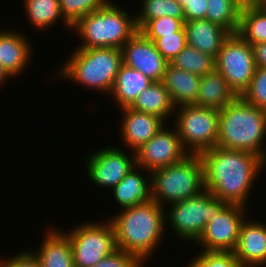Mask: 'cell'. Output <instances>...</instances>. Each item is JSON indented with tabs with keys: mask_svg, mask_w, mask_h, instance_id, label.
<instances>
[{
	"mask_svg": "<svg viewBox=\"0 0 266 267\" xmlns=\"http://www.w3.org/2000/svg\"><path fill=\"white\" fill-rule=\"evenodd\" d=\"M200 157L204 166V188L228 204L248 207L250 191L266 161L254 153L218 146L202 152Z\"/></svg>",
	"mask_w": 266,
	"mask_h": 267,
	"instance_id": "obj_1",
	"label": "cell"
},
{
	"mask_svg": "<svg viewBox=\"0 0 266 267\" xmlns=\"http://www.w3.org/2000/svg\"><path fill=\"white\" fill-rule=\"evenodd\" d=\"M110 220L116 233L117 249L134 255L144 264L167 231L165 207L153 200L118 210Z\"/></svg>",
	"mask_w": 266,
	"mask_h": 267,
	"instance_id": "obj_2",
	"label": "cell"
},
{
	"mask_svg": "<svg viewBox=\"0 0 266 267\" xmlns=\"http://www.w3.org/2000/svg\"><path fill=\"white\" fill-rule=\"evenodd\" d=\"M266 111L237 96L219 110L217 146L254 153L266 161Z\"/></svg>",
	"mask_w": 266,
	"mask_h": 267,
	"instance_id": "obj_3",
	"label": "cell"
},
{
	"mask_svg": "<svg viewBox=\"0 0 266 267\" xmlns=\"http://www.w3.org/2000/svg\"><path fill=\"white\" fill-rule=\"evenodd\" d=\"M66 60L58 69L60 78L109 95L123 64L122 49L106 47L73 48Z\"/></svg>",
	"mask_w": 266,
	"mask_h": 267,
	"instance_id": "obj_4",
	"label": "cell"
},
{
	"mask_svg": "<svg viewBox=\"0 0 266 267\" xmlns=\"http://www.w3.org/2000/svg\"><path fill=\"white\" fill-rule=\"evenodd\" d=\"M72 30L81 40L76 48H118L138 31L135 15L109 0L101 9L81 18Z\"/></svg>",
	"mask_w": 266,
	"mask_h": 267,
	"instance_id": "obj_5",
	"label": "cell"
},
{
	"mask_svg": "<svg viewBox=\"0 0 266 267\" xmlns=\"http://www.w3.org/2000/svg\"><path fill=\"white\" fill-rule=\"evenodd\" d=\"M151 196L164 207L200 194L204 188V166L198 154L150 172ZM165 204V205H164Z\"/></svg>",
	"mask_w": 266,
	"mask_h": 267,
	"instance_id": "obj_6",
	"label": "cell"
},
{
	"mask_svg": "<svg viewBox=\"0 0 266 267\" xmlns=\"http://www.w3.org/2000/svg\"><path fill=\"white\" fill-rule=\"evenodd\" d=\"M204 189L200 194L174 202L165 207V221L180 240L193 244L199 239L205 225L226 205Z\"/></svg>",
	"mask_w": 266,
	"mask_h": 267,
	"instance_id": "obj_7",
	"label": "cell"
},
{
	"mask_svg": "<svg viewBox=\"0 0 266 267\" xmlns=\"http://www.w3.org/2000/svg\"><path fill=\"white\" fill-rule=\"evenodd\" d=\"M173 125L189 154H198L217 146L219 110L194 105L176 107Z\"/></svg>",
	"mask_w": 266,
	"mask_h": 267,
	"instance_id": "obj_8",
	"label": "cell"
},
{
	"mask_svg": "<svg viewBox=\"0 0 266 267\" xmlns=\"http://www.w3.org/2000/svg\"><path fill=\"white\" fill-rule=\"evenodd\" d=\"M109 218L106 222L87 221L67 229L75 267H93L117 249L115 229Z\"/></svg>",
	"mask_w": 266,
	"mask_h": 267,
	"instance_id": "obj_9",
	"label": "cell"
},
{
	"mask_svg": "<svg viewBox=\"0 0 266 267\" xmlns=\"http://www.w3.org/2000/svg\"><path fill=\"white\" fill-rule=\"evenodd\" d=\"M255 68L253 46L238 33L230 34L215 58V69L236 96H241L248 88Z\"/></svg>",
	"mask_w": 266,
	"mask_h": 267,
	"instance_id": "obj_10",
	"label": "cell"
},
{
	"mask_svg": "<svg viewBox=\"0 0 266 267\" xmlns=\"http://www.w3.org/2000/svg\"><path fill=\"white\" fill-rule=\"evenodd\" d=\"M246 209L243 205L227 203L218 214H213L194 244H199L203 251H233L247 217Z\"/></svg>",
	"mask_w": 266,
	"mask_h": 267,
	"instance_id": "obj_11",
	"label": "cell"
},
{
	"mask_svg": "<svg viewBox=\"0 0 266 267\" xmlns=\"http://www.w3.org/2000/svg\"><path fill=\"white\" fill-rule=\"evenodd\" d=\"M108 146L86 155L85 172L92 184L112 189L136 166V160L134 151L127 155L121 147Z\"/></svg>",
	"mask_w": 266,
	"mask_h": 267,
	"instance_id": "obj_12",
	"label": "cell"
},
{
	"mask_svg": "<svg viewBox=\"0 0 266 267\" xmlns=\"http://www.w3.org/2000/svg\"><path fill=\"white\" fill-rule=\"evenodd\" d=\"M189 153L183 147L175 126L165 124L156 135L135 151L136 166L146 171L167 167L183 160Z\"/></svg>",
	"mask_w": 266,
	"mask_h": 267,
	"instance_id": "obj_13",
	"label": "cell"
},
{
	"mask_svg": "<svg viewBox=\"0 0 266 267\" xmlns=\"http://www.w3.org/2000/svg\"><path fill=\"white\" fill-rule=\"evenodd\" d=\"M123 64L142 72L153 82H162L169 62L153 41L137 31L122 47Z\"/></svg>",
	"mask_w": 266,
	"mask_h": 267,
	"instance_id": "obj_14",
	"label": "cell"
},
{
	"mask_svg": "<svg viewBox=\"0 0 266 267\" xmlns=\"http://www.w3.org/2000/svg\"><path fill=\"white\" fill-rule=\"evenodd\" d=\"M253 220L242 223L233 253L241 267H266V223Z\"/></svg>",
	"mask_w": 266,
	"mask_h": 267,
	"instance_id": "obj_15",
	"label": "cell"
},
{
	"mask_svg": "<svg viewBox=\"0 0 266 267\" xmlns=\"http://www.w3.org/2000/svg\"><path fill=\"white\" fill-rule=\"evenodd\" d=\"M120 110L123 114L119 124L122 145L134 152L148 142L166 124L155 115L139 112L130 107Z\"/></svg>",
	"mask_w": 266,
	"mask_h": 267,
	"instance_id": "obj_16",
	"label": "cell"
},
{
	"mask_svg": "<svg viewBox=\"0 0 266 267\" xmlns=\"http://www.w3.org/2000/svg\"><path fill=\"white\" fill-rule=\"evenodd\" d=\"M11 30H0V64L10 78H15L28 67L34 47L25 33Z\"/></svg>",
	"mask_w": 266,
	"mask_h": 267,
	"instance_id": "obj_17",
	"label": "cell"
},
{
	"mask_svg": "<svg viewBox=\"0 0 266 267\" xmlns=\"http://www.w3.org/2000/svg\"><path fill=\"white\" fill-rule=\"evenodd\" d=\"M111 190L113 201L117 202L120 210L149 202L152 200L150 172L135 166Z\"/></svg>",
	"mask_w": 266,
	"mask_h": 267,
	"instance_id": "obj_18",
	"label": "cell"
},
{
	"mask_svg": "<svg viewBox=\"0 0 266 267\" xmlns=\"http://www.w3.org/2000/svg\"><path fill=\"white\" fill-rule=\"evenodd\" d=\"M56 228H46L39 250L32 253L41 267H75L68 235Z\"/></svg>",
	"mask_w": 266,
	"mask_h": 267,
	"instance_id": "obj_19",
	"label": "cell"
},
{
	"mask_svg": "<svg viewBox=\"0 0 266 267\" xmlns=\"http://www.w3.org/2000/svg\"><path fill=\"white\" fill-rule=\"evenodd\" d=\"M187 45L217 57L224 41L231 34L218 24L207 19L185 21Z\"/></svg>",
	"mask_w": 266,
	"mask_h": 267,
	"instance_id": "obj_20",
	"label": "cell"
},
{
	"mask_svg": "<svg viewBox=\"0 0 266 267\" xmlns=\"http://www.w3.org/2000/svg\"><path fill=\"white\" fill-rule=\"evenodd\" d=\"M201 76L168 64L162 83L176 107L193 105L198 95Z\"/></svg>",
	"mask_w": 266,
	"mask_h": 267,
	"instance_id": "obj_21",
	"label": "cell"
},
{
	"mask_svg": "<svg viewBox=\"0 0 266 267\" xmlns=\"http://www.w3.org/2000/svg\"><path fill=\"white\" fill-rule=\"evenodd\" d=\"M236 97L226 79L215 69L201 76L198 95L193 105L221 110Z\"/></svg>",
	"mask_w": 266,
	"mask_h": 267,
	"instance_id": "obj_22",
	"label": "cell"
},
{
	"mask_svg": "<svg viewBox=\"0 0 266 267\" xmlns=\"http://www.w3.org/2000/svg\"><path fill=\"white\" fill-rule=\"evenodd\" d=\"M152 82L142 72L122 64L110 95L120 109L130 107Z\"/></svg>",
	"mask_w": 266,
	"mask_h": 267,
	"instance_id": "obj_23",
	"label": "cell"
},
{
	"mask_svg": "<svg viewBox=\"0 0 266 267\" xmlns=\"http://www.w3.org/2000/svg\"><path fill=\"white\" fill-rule=\"evenodd\" d=\"M130 108L155 115L161 118L165 123L173 115L176 106L171 100L169 91L162 82H152L134 101ZM173 114V115H172Z\"/></svg>",
	"mask_w": 266,
	"mask_h": 267,
	"instance_id": "obj_24",
	"label": "cell"
},
{
	"mask_svg": "<svg viewBox=\"0 0 266 267\" xmlns=\"http://www.w3.org/2000/svg\"><path fill=\"white\" fill-rule=\"evenodd\" d=\"M22 2L28 22L39 32L59 24V21L67 29L72 30L61 15L59 0H23Z\"/></svg>",
	"mask_w": 266,
	"mask_h": 267,
	"instance_id": "obj_25",
	"label": "cell"
},
{
	"mask_svg": "<svg viewBox=\"0 0 266 267\" xmlns=\"http://www.w3.org/2000/svg\"><path fill=\"white\" fill-rule=\"evenodd\" d=\"M237 33L251 45L266 42V8L256 5L241 9Z\"/></svg>",
	"mask_w": 266,
	"mask_h": 267,
	"instance_id": "obj_26",
	"label": "cell"
},
{
	"mask_svg": "<svg viewBox=\"0 0 266 267\" xmlns=\"http://www.w3.org/2000/svg\"><path fill=\"white\" fill-rule=\"evenodd\" d=\"M139 14L135 15L137 30L140 31L150 20L163 16L185 19L182 5L177 0H141ZM141 11V12H140Z\"/></svg>",
	"mask_w": 266,
	"mask_h": 267,
	"instance_id": "obj_27",
	"label": "cell"
},
{
	"mask_svg": "<svg viewBox=\"0 0 266 267\" xmlns=\"http://www.w3.org/2000/svg\"><path fill=\"white\" fill-rule=\"evenodd\" d=\"M205 19L231 34L238 32L241 8L233 0H207Z\"/></svg>",
	"mask_w": 266,
	"mask_h": 267,
	"instance_id": "obj_28",
	"label": "cell"
},
{
	"mask_svg": "<svg viewBox=\"0 0 266 267\" xmlns=\"http://www.w3.org/2000/svg\"><path fill=\"white\" fill-rule=\"evenodd\" d=\"M169 64L204 76L215 70V57L187 45Z\"/></svg>",
	"mask_w": 266,
	"mask_h": 267,
	"instance_id": "obj_29",
	"label": "cell"
},
{
	"mask_svg": "<svg viewBox=\"0 0 266 267\" xmlns=\"http://www.w3.org/2000/svg\"><path fill=\"white\" fill-rule=\"evenodd\" d=\"M109 0H59L61 15L72 27L89 13L101 9Z\"/></svg>",
	"mask_w": 266,
	"mask_h": 267,
	"instance_id": "obj_30",
	"label": "cell"
},
{
	"mask_svg": "<svg viewBox=\"0 0 266 267\" xmlns=\"http://www.w3.org/2000/svg\"><path fill=\"white\" fill-rule=\"evenodd\" d=\"M196 256V257H195ZM186 267H241L233 251H203L199 249Z\"/></svg>",
	"mask_w": 266,
	"mask_h": 267,
	"instance_id": "obj_31",
	"label": "cell"
},
{
	"mask_svg": "<svg viewBox=\"0 0 266 267\" xmlns=\"http://www.w3.org/2000/svg\"><path fill=\"white\" fill-rule=\"evenodd\" d=\"M241 97L253 106L266 111V69L256 67L248 88Z\"/></svg>",
	"mask_w": 266,
	"mask_h": 267,
	"instance_id": "obj_32",
	"label": "cell"
},
{
	"mask_svg": "<svg viewBox=\"0 0 266 267\" xmlns=\"http://www.w3.org/2000/svg\"><path fill=\"white\" fill-rule=\"evenodd\" d=\"M185 19H176L170 16H163L150 20L140 32L149 40L154 41L163 35L179 31L184 25Z\"/></svg>",
	"mask_w": 266,
	"mask_h": 267,
	"instance_id": "obj_33",
	"label": "cell"
},
{
	"mask_svg": "<svg viewBox=\"0 0 266 267\" xmlns=\"http://www.w3.org/2000/svg\"><path fill=\"white\" fill-rule=\"evenodd\" d=\"M153 42L156 49L169 63L187 46L183 27L179 31L163 35V37L157 38Z\"/></svg>",
	"mask_w": 266,
	"mask_h": 267,
	"instance_id": "obj_34",
	"label": "cell"
},
{
	"mask_svg": "<svg viewBox=\"0 0 266 267\" xmlns=\"http://www.w3.org/2000/svg\"><path fill=\"white\" fill-rule=\"evenodd\" d=\"M144 264L134 255L123 250L116 249L113 253L105 256L93 267H143ZM145 267V266H144Z\"/></svg>",
	"mask_w": 266,
	"mask_h": 267,
	"instance_id": "obj_35",
	"label": "cell"
},
{
	"mask_svg": "<svg viewBox=\"0 0 266 267\" xmlns=\"http://www.w3.org/2000/svg\"><path fill=\"white\" fill-rule=\"evenodd\" d=\"M32 249L20 251L14 256L2 258L0 267H41L38 259L33 255Z\"/></svg>",
	"mask_w": 266,
	"mask_h": 267,
	"instance_id": "obj_36",
	"label": "cell"
},
{
	"mask_svg": "<svg viewBox=\"0 0 266 267\" xmlns=\"http://www.w3.org/2000/svg\"><path fill=\"white\" fill-rule=\"evenodd\" d=\"M185 21L205 19L207 0H180Z\"/></svg>",
	"mask_w": 266,
	"mask_h": 267,
	"instance_id": "obj_37",
	"label": "cell"
},
{
	"mask_svg": "<svg viewBox=\"0 0 266 267\" xmlns=\"http://www.w3.org/2000/svg\"><path fill=\"white\" fill-rule=\"evenodd\" d=\"M252 46L256 67L266 69V42H261Z\"/></svg>",
	"mask_w": 266,
	"mask_h": 267,
	"instance_id": "obj_38",
	"label": "cell"
},
{
	"mask_svg": "<svg viewBox=\"0 0 266 267\" xmlns=\"http://www.w3.org/2000/svg\"><path fill=\"white\" fill-rule=\"evenodd\" d=\"M241 9L258 5L259 0H233Z\"/></svg>",
	"mask_w": 266,
	"mask_h": 267,
	"instance_id": "obj_39",
	"label": "cell"
},
{
	"mask_svg": "<svg viewBox=\"0 0 266 267\" xmlns=\"http://www.w3.org/2000/svg\"><path fill=\"white\" fill-rule=\"evenodd\" d=\"M10 77L7 75V73L2 69L0 64V86L2 87L3 84L8 81Z\"/></svg>",
	"mask_w": 266,
	"mask_h": 267,
	"instance_id": "obj_40",
	"label": "cell"
},
{
	"mask_svg": "<svg viewBox=\"0 0 266 267\" xmlns=\"http://www.w3.org/2000/svg\"><path fill=\"white\" fill-rule=\"evenodd\" d=\"M258 5L266 8V0H259Z\"/></svg>",
	"mask_w": 266,
	"mask_h": 267,
	"instance_id": "obj_41",
	"label": "cell"
}]
</instances>
